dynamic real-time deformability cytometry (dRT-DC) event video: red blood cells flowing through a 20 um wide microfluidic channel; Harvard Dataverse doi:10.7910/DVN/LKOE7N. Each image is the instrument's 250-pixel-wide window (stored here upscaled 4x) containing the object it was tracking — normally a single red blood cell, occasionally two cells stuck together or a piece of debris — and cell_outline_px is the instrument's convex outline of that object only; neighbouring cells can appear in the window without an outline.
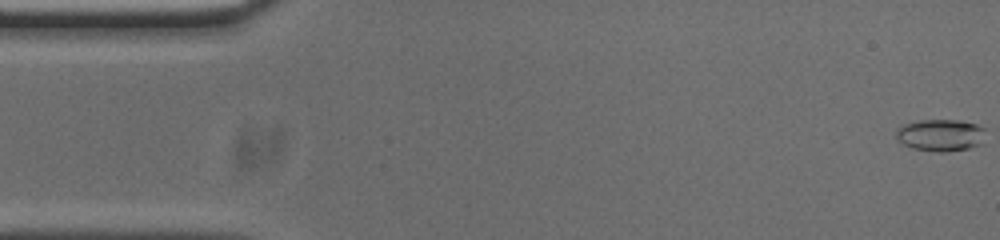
{"species": "common noctule bat (a hibernating species)", "species_latin": "Nyctalus noctula", "temperature_condition": "cold", "stored_images_in_passage": 54, "camera_frame_rate_fps": 3000, "um_per_image_px": 0.085, "animal": {"sex": "male", "body_mass_g": 20.0, "forearm_length_mm": 53.3}, "frame": {"image": 1, "passage_image": 1, "time_ms": 0.0, "image_size_px": [1000, 240], "cell_outline_px": [[984, 128], [980, 144], [968, 148], [948, 152], [940, 152], [912, 148], [896, 140], [896, 132], [904, 124], [920, 120], [960, 120], [976, 124]], "centroid_in_image_um": [79.92, 11.49], "position_along_channel_um": 5.1, "area_um2": 16.47}}
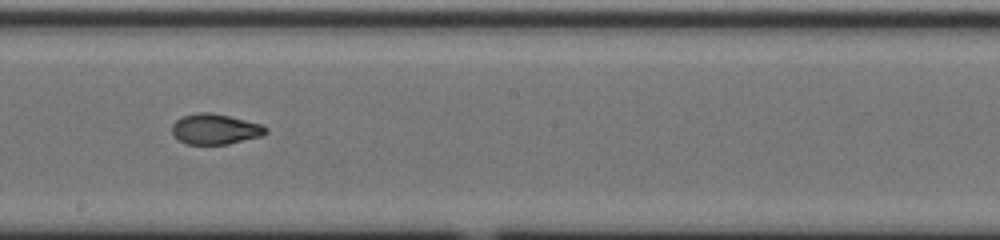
{"frame": {"image": 2, "passage_image": 29, "time_ms": 9.333, "image_size_px": [1000, 240], "cell_outline_px": [[268, 132], [264, 136], [228, 144], [188, 144], [180, 140], [172, 132], [172, 124], [176, 120], [184, 116], [196, 112], [212, 112], [264, 124], [268, 128]], "centroid_in_image_um": [18.36, 10.96], "position_along_channel_um": 229.8, "area_um2": 16.82}}
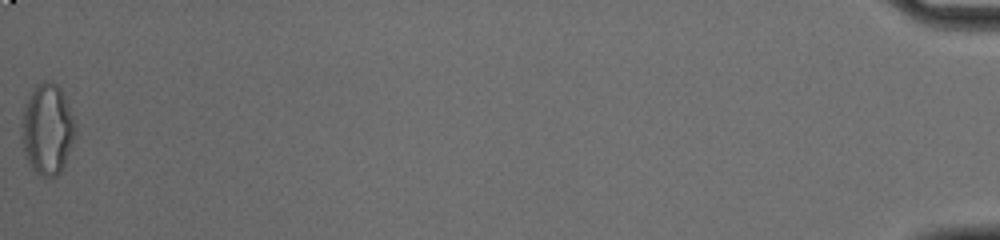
{"frame": {"image": 3, "passage_image": 54, "time_ms": 17.667, "image_size_px": [1000, 240], "cell_outline_px": [[76, 136], [64, 168], [56, 176], [44, 176], [36, 172], [32, 168], [24, 152], [20, 136], [20, 124], [24, 104], [32, 88], [44, 80], [56, 84], [60, 88], [64, 96], [76, 124]], "centroid_in_image_um": [4.01, 10.98], "position_along_channel_um": 431.2, "area_um2": 28.84}, "authors_computed_cell_mechanics": {"area_um2": 16.8198, "velocity_mm_per_s": 3.7661, "shape_relaxation_time_tau1_ms": null, "shape_relaxation_time_tau2_ms": 1.9076, "deformation_change_tau1": null, "deformation_change_tau2": 0.0698}}